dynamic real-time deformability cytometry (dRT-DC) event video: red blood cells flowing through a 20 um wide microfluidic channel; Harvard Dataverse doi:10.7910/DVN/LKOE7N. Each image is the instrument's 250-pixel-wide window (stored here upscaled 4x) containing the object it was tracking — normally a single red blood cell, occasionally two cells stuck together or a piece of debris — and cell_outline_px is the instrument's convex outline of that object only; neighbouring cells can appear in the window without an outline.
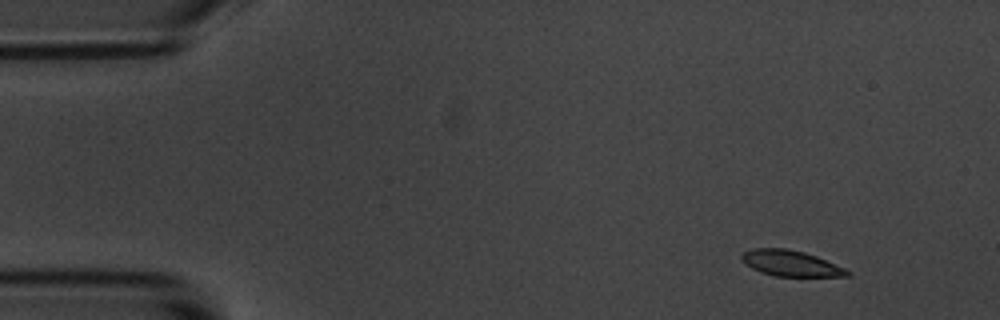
{"species": "common noctule bat (a hibernating species)", "species_latin": "Nyctalus noctula", "temperature_condition": "room temperature", "stored_images_in_passage": 4, "camera_frame_rate_fps": 3000, "um_per_image_px": 0.085, "animal": {"sex": "male", "body_mass_g": 20.1, "forearm_length_mm": 53.5}, "frame": {"image": 1, "passage_image": 1, "time_ms": 0.0, "image_size_px": [1000, 320], "cell_outline_px": [[852, 276], [776, 276], [760, 272], [744, 264], [740, 260], [740, 256], [744, 252], [752, 248], [784, 248], [804, 252], [816, 256], [844, 268], [852, 272]], "centroid_in_image_um": [67.18, 22.38], "position_along_channel_um": 17.8, "area_um2": 15.9}}
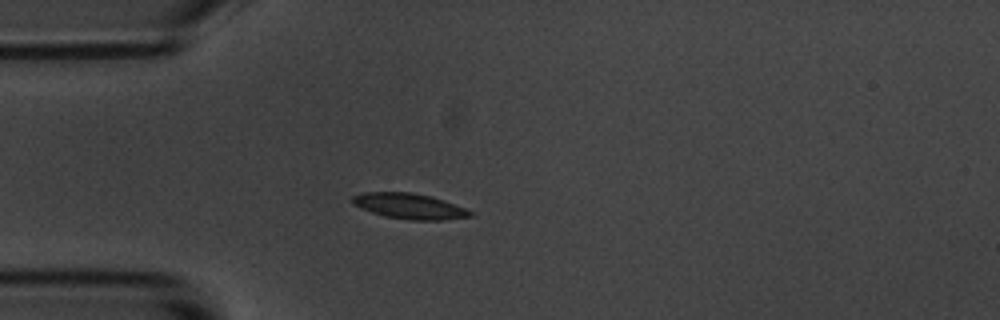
{"frame": {"image": 2, "passage_image": 3, "time_ms": 3.333, "image_size_px": [1000, 320], "cell_outline_px": [[476, 216], [444, 220], [408, 220], [384, 216], [360, 208], [352, 204], [348, 200], [352, 196], [364, 192], [412, 192], [432, 196], [444, 200], [476, 212]], "centroid_in_image_um": [34.82, 17.52], "position_along_channel_um": 50.2, "area_um2": 17.98}}